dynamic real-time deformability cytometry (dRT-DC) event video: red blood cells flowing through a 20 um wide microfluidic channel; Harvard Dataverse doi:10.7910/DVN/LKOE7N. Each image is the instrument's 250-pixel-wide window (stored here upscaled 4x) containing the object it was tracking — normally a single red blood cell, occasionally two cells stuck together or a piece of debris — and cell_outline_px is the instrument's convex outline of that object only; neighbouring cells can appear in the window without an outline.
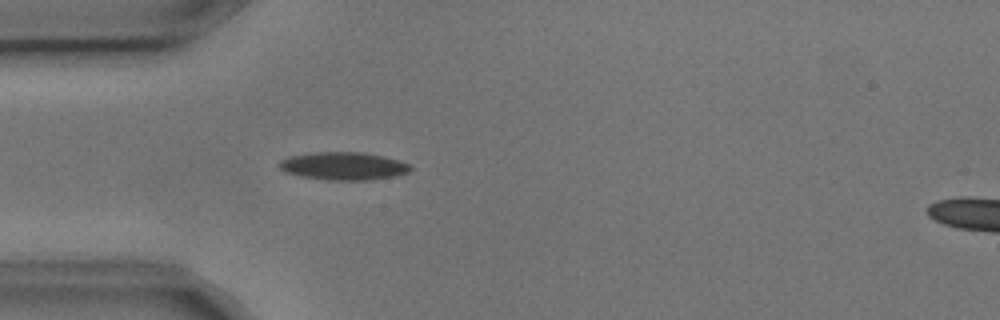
{"species": "common noctule bat (a hibernating species)", "species_latin": "Nyctalus noctula", "temperature_condition": "cold", "stored_images_in_passage": 2, "camera_frame_rate_fps": 3000, "um_per_image_px": 0.085, "animal": {"sex": "male", "body_mass_g": 17.9, "forearm_length_mm": 54.2}, "frame": {"image": 1, "passage_image": 2, "time_ms": 0.333, "image_size_px": [1000, 320], "cell_outline_px": [[412, 172], [396, 176], [368, 180], [328, 180], [300, 176], [284, 172], [280, 168], [280, 160], [288, 156], [316, 152], [364, 152], [384, 156], [408, 164], [412, 168]], "centroid_in_image_um": [29.2, 14.11], "position_along_channel_um": 55.8, "area_um2": 21.39}}